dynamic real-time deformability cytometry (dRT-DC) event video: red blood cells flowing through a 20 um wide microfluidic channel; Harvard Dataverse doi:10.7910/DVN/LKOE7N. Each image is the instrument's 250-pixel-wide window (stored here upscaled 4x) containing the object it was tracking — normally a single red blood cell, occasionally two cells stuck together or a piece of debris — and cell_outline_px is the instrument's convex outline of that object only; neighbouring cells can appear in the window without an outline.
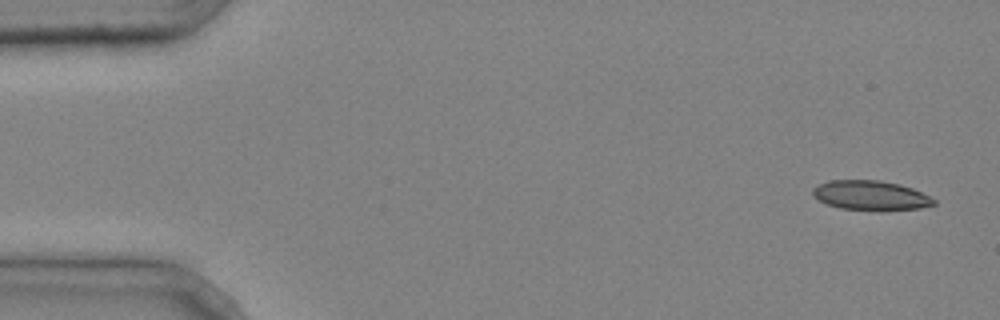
{"species": "common noctule bat (a hibernating species)", "species_latin": "Nyctalus noctula", "temperature_condition": "cold", "stored_images_in_passage": 4, "camera_frame_rate_fps": 3000, "um_per_image_px": 0.085, "animal": {"sex": "male", "body_mass_g": 20.4}, "frame": {"image": 1, "passage_image": 1, "time_ms": 0.0, "image_size_px": [1000, 320], "cell_outline_px": [[936, 204], [920, 208], [880, 212], [840, 208], [828, 204], [812, 196], [812, 188], [816, 184], [828, 180], [880, 180], [900, 184], [912, 188], [936, 200]], "centroid_in_image_um": [73.99, 16.62], "position_along_channel_um": 11.0, "area_um2": 21.33}}
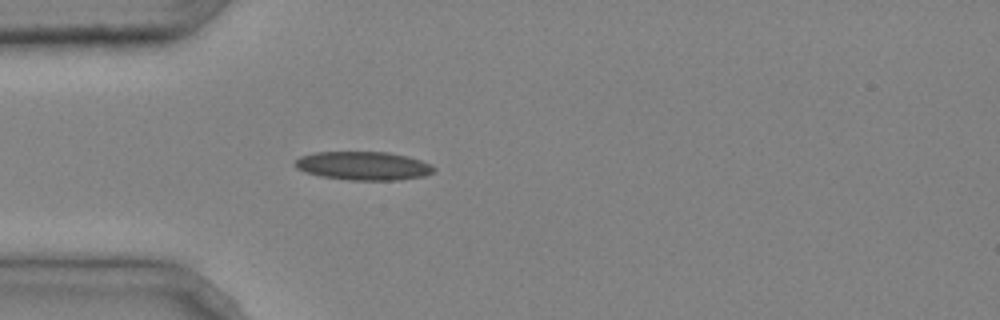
{"frame": {"image": 2, "passage_image": 4, "time_ms": 1.0, "image_size_px": [1000, 320], "cell_outline_px": [[436, 168], [432, 172], [424, 176], [400, 180], [348, 180], [320, 176], [296, 168], [296, 160], [300, 156], [316, 152], [388, 152], [408, 156], [432, 164]], "centroid_in_image_um": [30.92, 14.09], "position_along_channel_um": 54.1, "area_um2": 23.06}}